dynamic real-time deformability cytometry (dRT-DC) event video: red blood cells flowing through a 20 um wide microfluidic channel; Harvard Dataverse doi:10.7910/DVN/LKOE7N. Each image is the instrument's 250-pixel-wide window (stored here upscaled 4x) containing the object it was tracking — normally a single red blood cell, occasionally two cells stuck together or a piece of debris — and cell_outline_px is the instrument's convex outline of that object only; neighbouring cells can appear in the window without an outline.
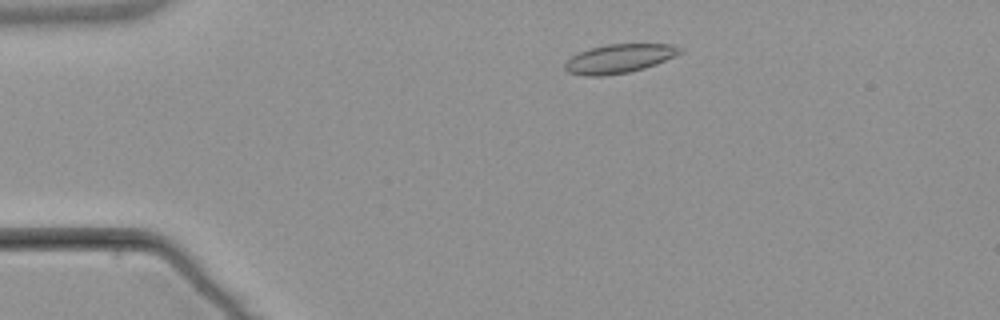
{"species": "common noctule bat (a hibernating species)", "species_latin": "Nyctalus noctula", "temperature_condition": "warm", "stored_images_in_passage": 3, "camera_frame_rate_fps": 3000, "um_per_image_px": 0.085, "animal": {"sex": "male", "body_mass_g": 21.5, "forearm_length_mm": 52.0}, "frame": {"image": 1, "passage_image": 2, "time_ms": 1.0, "image_size_px": [1000, 320], "cell_outline_px": [[684, 52], [656, 64], [644, 68], [628, 72], [604, 76], [584, 76], [568, 72], [564, 68], [564, 64], [572, 56], [588, 48], [608, 44], [672, 44], [684, 48]], "centroid_in_image_um": [52.65, 4.98], "position_along_channel_um": 32.3, "area_um2": 19.48}}